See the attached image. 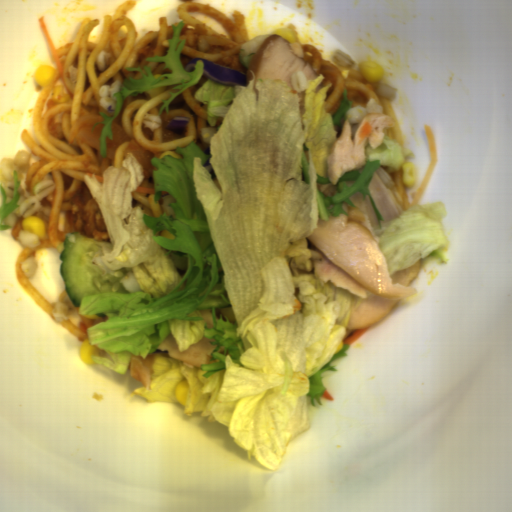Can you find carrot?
<instances>
[{"mask_svg":"<svg viewBox=\"0 0 512 512\" xmlns=\"http://www.w3.org/2000/svg\"><path fill=\"white\" fill-rule=\"evenodd\" d=\"M424 128H425V133L427 135V139H428V144H429V149H430V156H431V163L427 169V172L411 202V205L410 206H413V205H418L422 195L424 194L434 172H435V169H436V165H437V162H438V156H437V149H436V143H435V137H434V133L433 131L431 130L430 126L429 125H425L424 124Z\"/></svg>","mask_w":512,"mask_h":512,"instance_id":"1","label":"carrot"},{"mask_svg":"<svg viewBox=\"0 0 512 512\" xmlns=\"http://www.w3.org/2000/svg\"><path fill=\"white\" fill-rule=\"evenodd\" d=\"M38 23H39V27L49 45V48H50V51L52 53V56H53V59L55 61V64H56V68H57V71L59 73V76L60 78L62 79L63 81V84L65 86V89L70 97V99L72 100L74 98V94L70 91V89L66 86L65 82H64V78H63V73H64V70H63V67L61 65V62H60V59H59V56H58V53L56 51V48L54 46V43H53V40L51 38V35H50V31L45 23V17H39L38 18Z\"/></svg>","mask_w":512,"mask_h":512,"instance_id":"2","label":"carrot"},{"mask_svg":"<svg viewBox=\"0 0 512 512\" xmlns=\"http://www.w3.org/2000/svg\"><path fill=\"white\" fill-rule=\"evenodd\" d=\"M373 127L372 125L366 120L359 128L358 130V136H359V144L364 141L365 138H368L372 134Z\"/></svg>","mask_w":512,"mask_h":512,"instance_id":"3","label":"carrot"},{"mask_svg":"<svg viewBox=\"0 0 512 512\" xmlns=\"http://www.w3.org/2000/svg\"><path fill=\"white\" fill-rule=\"evenodd\" d=\"M369 329L368 328H364V329H356L354 332H352L349 336H347L344 340H342L341 342H344V344H350V346L355 342L357 341L365 332H367Z\"/></svg>","mask_w":512,"mask_h":512,"instance_id":"4","label":"carrot"},{"mask_svg":"<svg viewBox=\"0 0 512 512\" xmlns=\"http://www.w3.org/2000/svg\"><path fill=\"white\" fill-rule=\"evenodd\" d=\"M134 192L153 193L155 195V188H147V187H140V186H138V188Z\"/></svg>","mask_w":512,"mask_h":512,"instance_id":"5","label":"carrot"},{"mask_svg":"<svg viewBox=\"0 0 512 512\" xmlns=\"http://www.w3.org/2000/svg\"><path fill=\"white\" fill-rule=\"evenodd\" d=\"M294 300H295V302H296V305H294L292 308H294V315H295V313H296V311H297V310H298L299 312L301 311V309H302V304H301V302H300L297 298H296V299H294Z\"/></svg>","mask_w":512,"mask_h":512,"instance_id":"6","label":"carrot"},{"mask_svg":"<svg viewBox=\"0 0 512 512\" xmlns=\"http://www.w3.org/2000/svg\"><path fill=\"white\" fill-rule=\"evenodd\" d=\"M320 398H325V399H329V400H334L333 397L330 395V393L325 389L323 395L320 397Z\"/></svg>","mask_w":512,"mask_h":512,"instance_id":"7","label":"carrot"},{"mask_svg":"<svg viewBox=\"0 0 512 512\" xmlns=\"http://www.w3.org/2000/svg\"><path fill=\"white\" fill-rule=\"evenodd\" d=\"M94 176H95V178H96V180L98 182H102L103 183V177H100L99 175H95V174H94Z\"/></svg>","mask_w":512,"mask_h":512,"instance_id":"8","label":"carrot"},{"mask_svg":"<svg viewBox=\"0 0 512 512\" xmlns=\"http://www.w3.org/2000/svg\"><path fill=\"white\" fill-rule=\"evenodd\" d=\"M165 194H169V193H168L167 191H164V190H163V191H161V195H162V196H163V195H165Z\"/></svg>","mask_w":512,"mask_h":512,"instance_id":"9","label":"carrot"},{"mask_svg":"<svg viewBox=\"0 0 512 512\" xmlns=\"http://www.w3.org/2000/svg\"><path fill=\"white\" fill-rule=\"evenodd\" d=\"M91 178H92V173H89V172H86Z\"/></svg>","mask_w":512,"mask_h":512,"instance_id":"10","label":"carrot"}]
</instances>
